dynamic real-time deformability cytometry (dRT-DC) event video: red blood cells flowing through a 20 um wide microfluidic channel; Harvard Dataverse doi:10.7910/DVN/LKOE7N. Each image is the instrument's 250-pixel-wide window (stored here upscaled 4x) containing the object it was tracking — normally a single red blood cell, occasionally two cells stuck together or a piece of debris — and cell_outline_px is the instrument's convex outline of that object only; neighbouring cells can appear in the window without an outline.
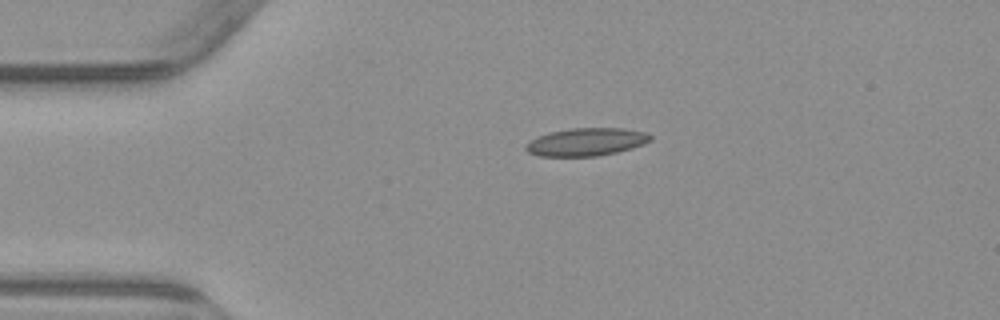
{"species": "common noctule bat (a hibernating species)", "species_latin": "Nyctalus noctula", "temperature_condition": "warm", "stored_images_in_passage": 2, "camera_frame_rate_fps": 3000, "um_per_image_px": 0.085, "animal": {"sex": "male", "body_mass_g": 23.1, "forearm_length_mm": 52.7}, "frame": {"image": 1, "passage_image": 2, "time_ms": 2.0, "image_size_px": [1000, 320], "cell_outline_px": [[652, 140], [644, 144], [632, 148], [616, 152], [596, 156], [540, 156], [528, 152], [524, 148], [524, 144], [536, 136], [548, 132], [572, 128], [624, 128], [644, 132], [652, 136]], "centroid_in_image_um": [49.8, 12.06], "position_along_channel_um": 35.2, "area_um2": 20.35}}